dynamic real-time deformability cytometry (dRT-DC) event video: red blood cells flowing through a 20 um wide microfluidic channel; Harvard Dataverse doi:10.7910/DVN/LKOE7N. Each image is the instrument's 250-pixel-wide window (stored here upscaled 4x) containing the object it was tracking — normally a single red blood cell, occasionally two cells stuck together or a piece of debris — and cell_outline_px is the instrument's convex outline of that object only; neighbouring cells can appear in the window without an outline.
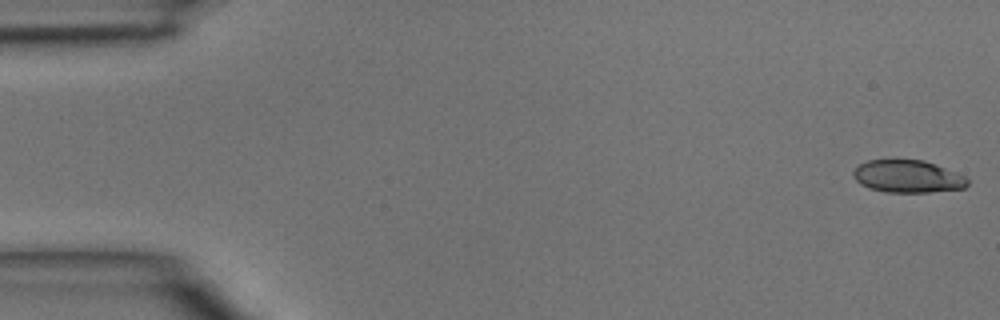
{"species": "common noctule bat (a hibernating species)", "species_latin": "Nyctalus noctula", "temperature_condition": "room temperature", "stored_images_in_passage": 44, "camera_frame_rate_fps": 3000, "um_per_image_px": 0.085, "animal": {"sex": "male", "body_mass_g": 15.6}, "frame": {"image": 1, "passage_image": 1, "time_ms": 0.0, "image_size_px": [1000, 320], "cell_outline_px": [[968, 184], [964, 188], [928, 192], [884, 192], [868, 188], [860, 184], [856, 180], [852, 172], [860, 164], [868, 160], [924, 160], [964, 176], [968, 180]], "centroid_in_image_um": [77.12, 15.0], "position_along_channel_um": 7.9, "area_um2": 21.39}}
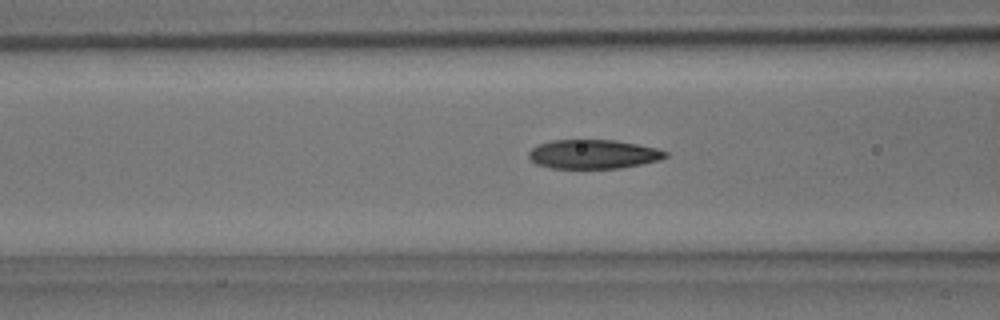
{"frame": {"image": 2, "passage_image": 17, "time_ms": 5.333, "image_size_px": [1000, 320], "cell_outline_px": [[668, 156], [660, 160], [620, 168], [548, 168], [536, 164], [528, 156], [528, 152], [536, 144], [552, 140], [616, 140], [656, 148], [668, 152]], "centroid_in_image_um": [50.4, 13.1], "position_along_channel_um": 116.2, "area_um2": 23.24}}
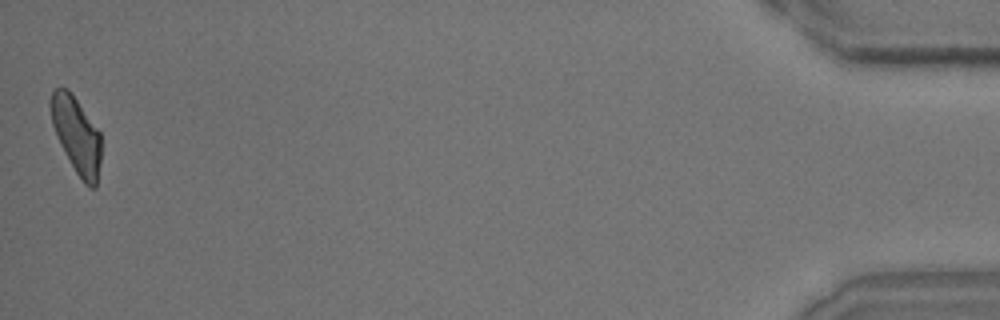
{"frame": {"image": 3, "passage_image": 44, "time_ms": 14.333, "image_size_px": [1000, 320], "cell_outline_px": [[100, 160], [96, 188], [88, 188], [84, 184], [76, 172], [60, 144], [56, 136], [52, 124], [48, 104], [52, 92], [56, 88], [68, 88], [72, 92], [100, 132]], "centroid_in_image_um": [6.48, 11.46], "position_along_channel_um": 428.7, "area_um2": 22.6}}